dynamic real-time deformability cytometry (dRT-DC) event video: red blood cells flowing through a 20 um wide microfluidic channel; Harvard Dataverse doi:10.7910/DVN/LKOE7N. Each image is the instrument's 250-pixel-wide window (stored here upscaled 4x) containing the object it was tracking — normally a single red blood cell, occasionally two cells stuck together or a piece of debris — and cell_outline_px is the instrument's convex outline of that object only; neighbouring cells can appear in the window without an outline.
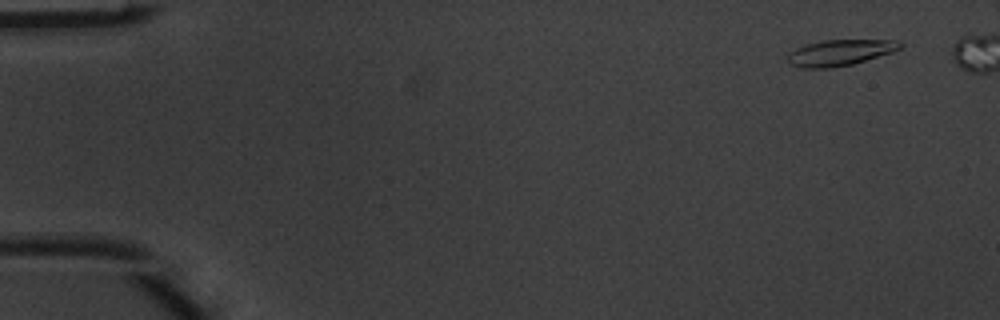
{"species": "common noctule bat (a hibernating species)", "species_latin": "Nyctalus noctula", "temperature_condition": "warm", "stored_images_in_passage": 8, "camera_frame_rate_fps": 3000, "um_per_image_px": 0.085, "animal": {"sex": "male", "body_mass_g": 20.1, "forearm_length_mm": 53.5}, "frame": {"image": 1, "passage_image": 1, "time_ms": 0.0, "image_size_px": [1000, 320], "cell_outline_px": [[904, 44], [900, 48], [892, 52], [852, 64], [832, 68], [804, 68], [792, 64], [788, 60], [788, 52], [796, 48], [808, 44], [824, 40], [896, 40]], "centroid_in_image_um": [71.4, 4.47], "position_along_channel_um": 13.6, "area_um2": 16.82}}
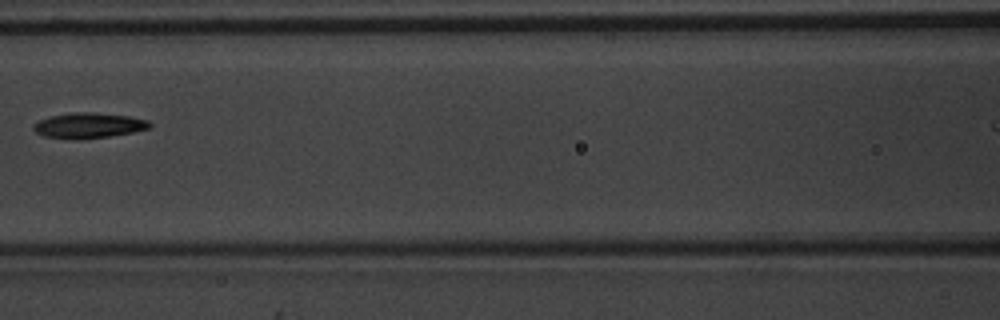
{"frame": {"image": 2, "passage_image": 7, "time_ms": 2.0, "image_size_px": [1000, 320], "cell_outline_px": [[152, 128], [132, 132], [108, 136], [80, 140], [72, 140], [44, 136], [36, 132], [32, 128], [32, 124], [40, 120], [52, 116], [68, 112], [92, 112], [128, 116], [148, 120], [152, 124]], "centroid_in_image_um": [7.52, 10.67], "position_along_channel_um": 159.1, "area_um2": 17.34}}